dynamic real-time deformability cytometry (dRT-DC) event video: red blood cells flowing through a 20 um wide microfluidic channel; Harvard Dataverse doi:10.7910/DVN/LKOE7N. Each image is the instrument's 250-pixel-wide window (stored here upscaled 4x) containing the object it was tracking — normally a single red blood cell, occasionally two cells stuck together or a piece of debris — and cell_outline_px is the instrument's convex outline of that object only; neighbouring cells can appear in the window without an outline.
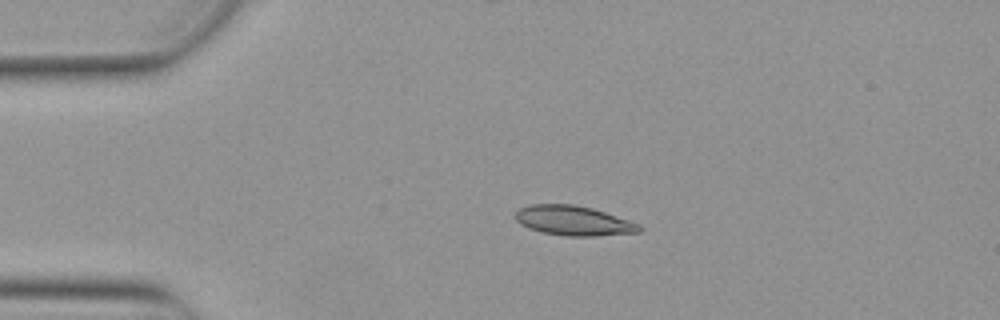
{"species": "Egyptian fruit bat (a non-hibernating species)", "species_latin": "Rousettus aegyptiacus", "temperature_condition": "warm", "stored_images_in_passage": 43, "camera_frame_rate_fps": 3000, "um_per_image_px": 0.085, "animal": {"sex": "female"}, "frame": {"image": 1, "passage_image": 1, "time_ms": 0.0, "image_size_px": [1000, 320], "cell_outline_px": [[640, 232], [596, 236], [564, 236], [544, 232], [528, 228], [520, 224], [516, 220], [516, 212], [520, 208], [528, 204], [572, 204], [592, 208], [640, 224]], "centroid_in_image_um": [48.72, 18.75], "position_along_channel_um": 36.3, "area_um2": 21.33}}
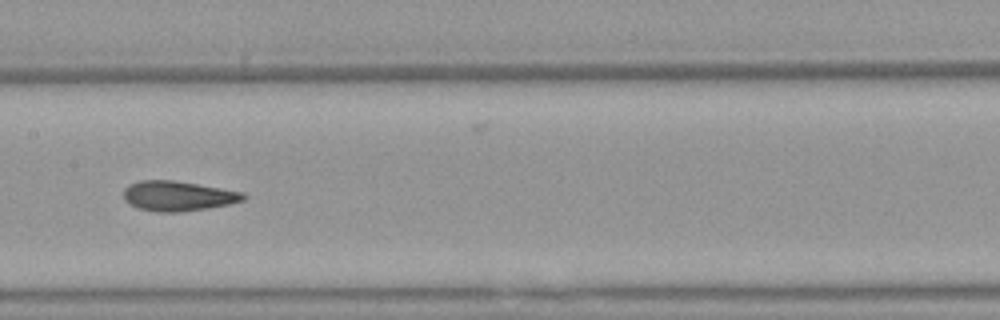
{"frame": {"image": 2, "passage_image": 16, "time_ms": 5.0, "image_size_px": [1000, 320], "cell_outline_px": [[248, 196], [244, 200], [228, 204], [208, 208], [180, 212], [156, 212], [140, 208], [128, 204], [124, 200], [124, 188], [128, 184], [140, 180], [176, 180], [244, 192]], "centroid_in_image_um": [15.12, 16.65], "position_along_channel_um": 192.3, "area_um2": 21.1}}
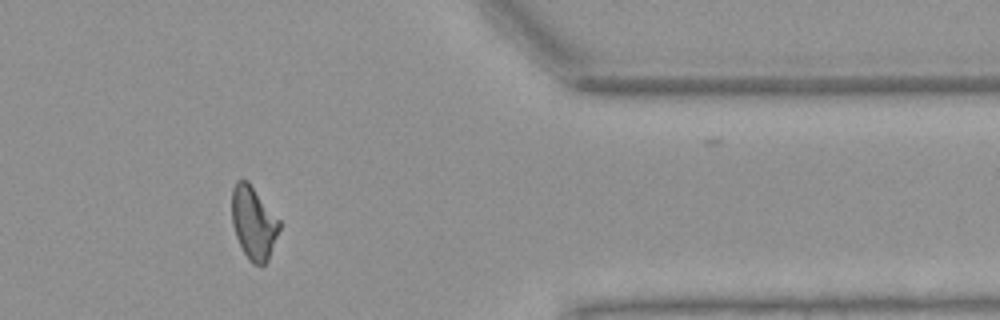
{"frame": {"image": 3, "passage_image": 33, "time_ms": 10.667, "image_size_px": [1000, 320], "cell_outline_px": [[280, 228], [268, 260], [264, 264], [252, 264], [248, 260], [236, 236], [232, 224], [232, 188], [236, 180], [248, 180], [280, 220]], "centroid_in_image_um": [21.55, 18.92], "position_along_channel_um": 389.9, "area_um2": 20.17}, "authors_computed_cell_mechanics": {"area_um2": 20.4612, "velocity_mm_per_s": 3.877, "shape_relaxation_time_tau1_ms": null, "shape_relaxation_time_tau2_ms": 1.6862, "deformation_change_tau1": null, "deformation_change_tau2": 0.0694}}